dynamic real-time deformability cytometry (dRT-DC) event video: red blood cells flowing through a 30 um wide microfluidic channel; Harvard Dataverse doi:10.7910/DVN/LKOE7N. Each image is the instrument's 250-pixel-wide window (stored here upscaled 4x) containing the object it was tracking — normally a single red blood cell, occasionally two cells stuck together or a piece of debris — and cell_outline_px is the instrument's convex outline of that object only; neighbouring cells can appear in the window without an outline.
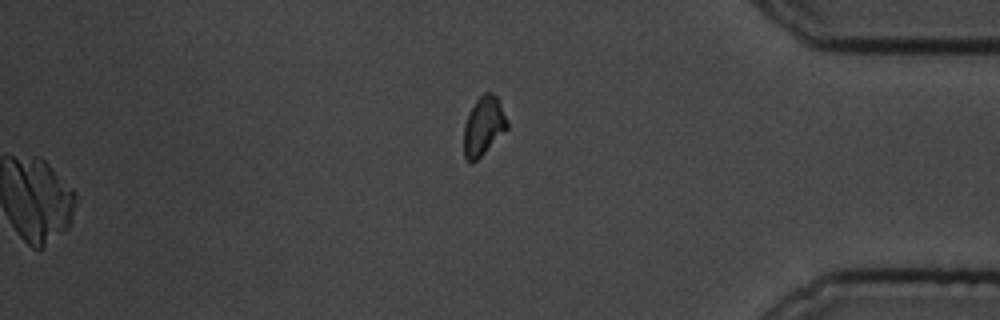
{"species": "common noctule bat (a hibernating species)", "species_latin": "Nyctalus noctula", "temperature_condition": "cold", "stored_images_in_passage": 49, "camera_frame_rate_fps": 3000, "um_per_image_px": 0.085, "animal": {"sex": "male", "body_mass_g": 19.5, "forearm_length_mm": 54.6}, "frame": {"image": 1, "passage_image": 49, "time_ms": 16.0, "image_size_px": [1000, 320], "cell_outline_px": [[508, 128], [472, 164], [464, 156], [464, 124], [476, 100], [484, 92], [492, 92], [496, 96], [508, 120]], "centroid_in_image_um": [41.1, 10.7], "position_along_channel_um": 394.1, "area_um2": 14.57}}